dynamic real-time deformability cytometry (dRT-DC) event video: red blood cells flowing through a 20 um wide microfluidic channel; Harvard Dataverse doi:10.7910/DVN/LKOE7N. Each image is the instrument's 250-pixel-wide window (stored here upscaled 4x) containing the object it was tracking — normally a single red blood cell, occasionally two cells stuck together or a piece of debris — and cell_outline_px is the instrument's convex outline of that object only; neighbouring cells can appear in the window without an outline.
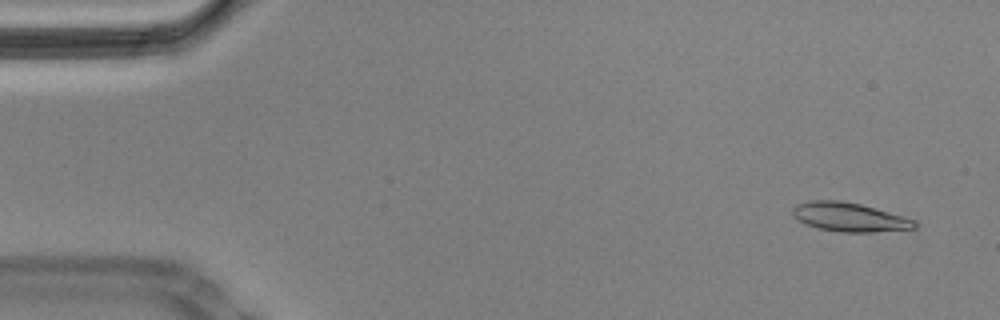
{"species": "Egyptian fruit bat (a non-hibernating species)", "species_latin": "Rousettus aegyptiacus", "temperature_condition": "cold", "stored_images_in_passage": 57, "camera_frame_rate_fps": 3000, "um_per_image_px": 0.085, "animal": {"sex": "male"}, "frame": {"image": 1, "passage_image": 3, "time_ms": 0.667, "image_size_px": [1000, 320], "cell_outline_px": [[916, 228], [872, 232], [840, 232], [816, 228], [792, 216], [792, 208], [796, 204], [812, 200], [840, 200], [860, 204], [916, 220]], "centroid_in_image_um": [72.17, 18.45], "position_along_channel_um": 12.8, "area_um2": 20.4}}
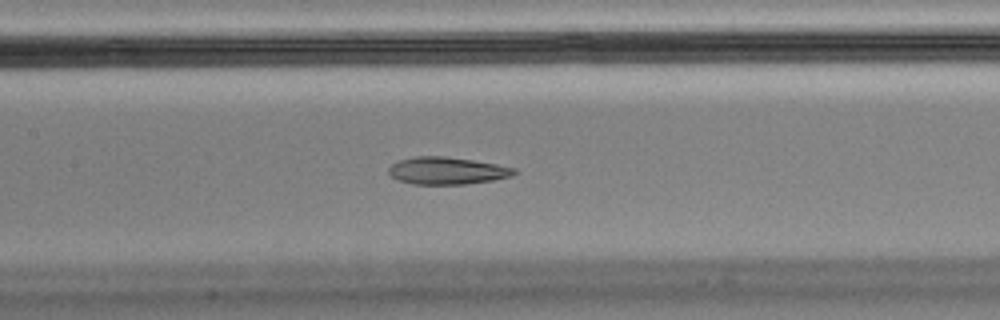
{"frame": {"image": 2, "passage_image": 26, "time_ms": 8.333, "image_size_px": [1000, 320], "cell_outline_px": [[516, 172], [512, 176], [492, 180], [464, 184], [412, 184], [396, 180], [388, 172], [388, 168], [392, 164], [400, 160], [416, 156], [444, 156], [472, 160], [496, 164], [516, 168]], "centroid_in_image_um": [37.97, 14.51], "position_along_channel_um": 169.4, "area_um2": 19.88}}
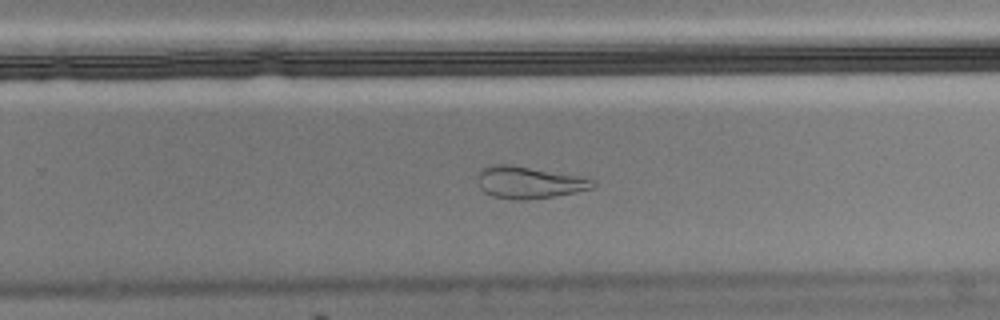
{"frame": {"image": 3, "passage_image": 36, "time_ms": 11.667, "image_size_px": [1000, 320], "cell_outline_px": [[596, 184], [592, 188], [576, 192], [552, 196], [524, 200], [520, 200], [492, 196], [484, 192], [476, 184], [476, 176], [484, 168], [492, 164], [508, 164], [580, 176], [596, 180]], "centroid_in_image_um": [44.93, 15.5], "position_along_channel_um": 284.9, "area_um2": 21.44}, "authors_computed_cell_mechanics": {"area_um2": 21.2126, "velocity_mm_per_s": 3.4828, "shape_relaxation_time_tau1_ms": null, "shape_relaxation_time_tau2_ms": 2.6636, "deformation_change_tau1": null, "deformation_change_tau2": 0.0882}}